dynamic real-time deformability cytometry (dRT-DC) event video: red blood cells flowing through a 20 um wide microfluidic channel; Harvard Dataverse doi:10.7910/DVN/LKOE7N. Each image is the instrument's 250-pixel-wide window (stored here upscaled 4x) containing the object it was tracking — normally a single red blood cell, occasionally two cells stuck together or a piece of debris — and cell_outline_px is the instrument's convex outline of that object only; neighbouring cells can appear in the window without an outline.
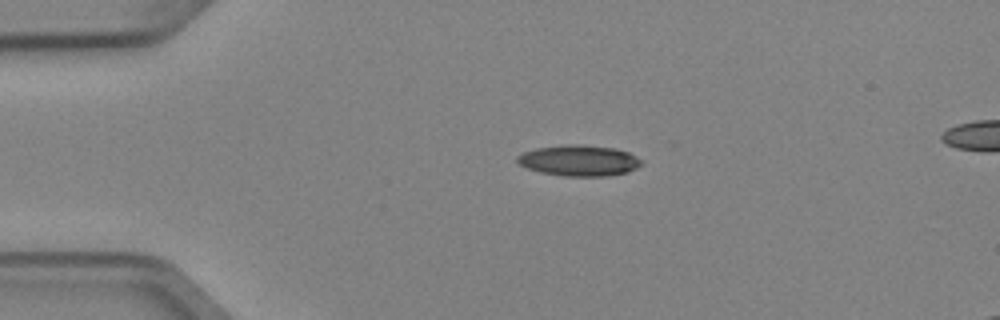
{"species": "Egyptian fruit bat (a non-hibernating species)", "species_latin": "Rousettus aegyptiacus", "temperature_condition": "cold", "stored_images_in_passage": 4, "camera_frame_rate_fps": 3000, "um_per_image_px": 0.085, "animal": {"sex": "female"}, "frame": {"image": 1, "passage_image": 2, "time_ms": 0.333, "image_size_px": [1000, 320], "cell_outline_px": [[644, 164], [628, 172], [608, 176], [564, 176], [540, 172], [528, 168], [520, 164], [516, 160], [516, 156], [524, 152], [536, 148], [564, 144], [584, 144], [612, 148], [628, 152], [644, 160]], "centroid_in_image_um": [49.25, 13.64], "position_along_channel_um": 35.7, "area_um2": 22.54}}
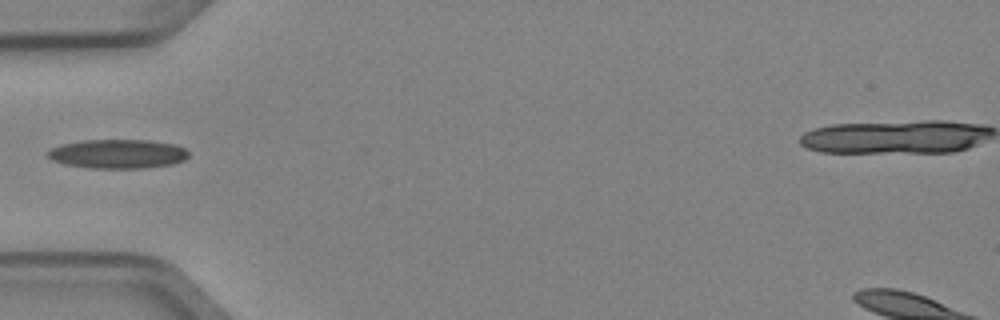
{"frame": {"image": 2, "passage_image": 3, "time_ms": 0.667, "image_size_px": [1000, 320], "cell_outline_px": [[188, 156], [184, 160], [172, 164], [144, 168], [88, 168], [64, 164], [52, 160], [48, 156], [48, 152], [52, 148], [64, 144], [84, 140], [148, 140], [176, 144], [184, 148], [188, 152]], "centroid_in_image_um": [10.04, 13.08], "position_along_channel_um": 75.0, "area_um2": 23.81}}
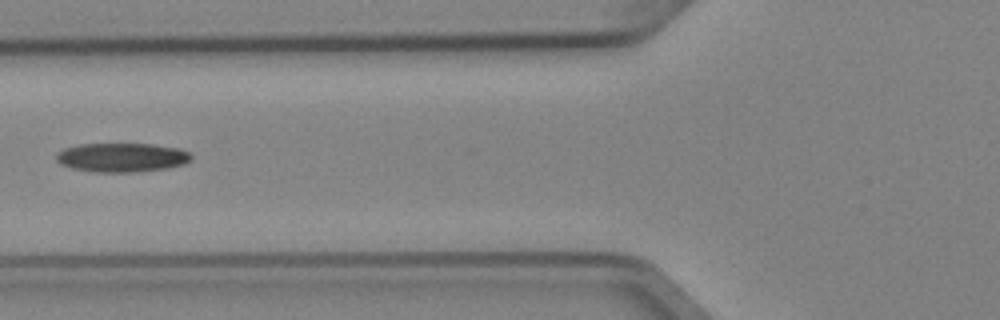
{"frame": {"image": 3, "passage_image": 4, "time_ms": 1.0, "image_size_px": [1000, 320], "cell_outline_px": [[192, 160], [184, 164], [168, 168], [132, 172], [96, 172], [72, 168], [60, 164], [56, 160], [56, 152], [64, 148], [80, 144], [152, 144], [180, 148], [188, 152], [192, 156]], "centroid_in_image_um": [10.36, 13.38], "position_along_channel_um": 115.4, "area_um2": 22.95}}